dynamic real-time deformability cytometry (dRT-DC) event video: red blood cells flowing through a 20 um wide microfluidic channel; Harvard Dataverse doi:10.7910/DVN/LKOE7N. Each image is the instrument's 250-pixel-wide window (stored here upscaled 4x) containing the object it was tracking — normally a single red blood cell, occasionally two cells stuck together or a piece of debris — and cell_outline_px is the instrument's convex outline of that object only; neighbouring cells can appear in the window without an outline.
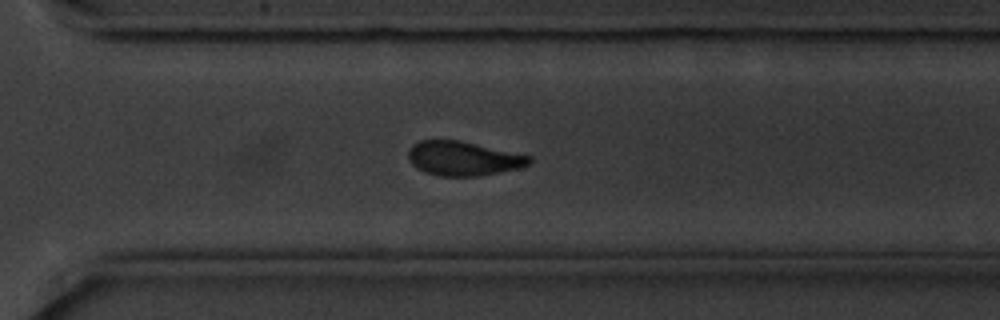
{"species": "common noctule bat (a hibernating species)", "species_latin": "Nyctalus noctula", "temperature_condition": "cold", "stored_images_in_passage": 39, "camera_frame_rate_fps": 3000, "um_per_image_px": 0.085, "animal": {"sex": "male", "body_mass_g": 20.1, "forearm_length_mm": 53.5}, "frame": {"image": 1, "passage_image": 34, "time_ms": 11.0, "image_size_px": [1000, 320], "cell_outline_px": [[532, 160], [528, 164], [520, 168], [476, 176], [440, 176], [424, 172], [416, 168], [412, 164], [408, 156], [408, 152], [412, 144], [420, 140], [460, 140], [532, 156]], "centroid_in_image_um": [39.36, 13.46], "position_along_channel_um": 331.2, "area_um2": 24.16}}